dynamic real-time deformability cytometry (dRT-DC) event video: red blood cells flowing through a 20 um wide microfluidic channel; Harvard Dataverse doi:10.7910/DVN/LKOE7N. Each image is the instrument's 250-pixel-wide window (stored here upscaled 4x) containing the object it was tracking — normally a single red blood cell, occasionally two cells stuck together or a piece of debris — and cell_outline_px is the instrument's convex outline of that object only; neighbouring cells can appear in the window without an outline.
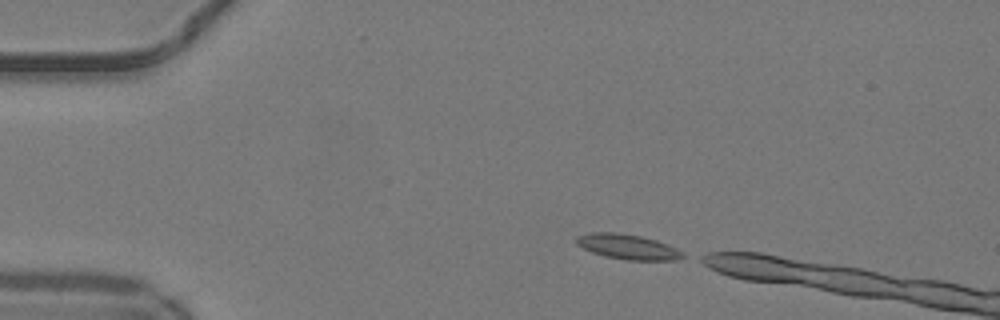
{"species": "common noctule bat (a hibernating species)", "species_latin": "Nyctalus noctula", "temperature_condition": "warm", "stored_images_in_passage": 10, "camera_frame_rate_fps": 3000, "um_per_image_px": 0.085, "animal": {"sex": "male", "body_mass_g": 19.2, "forearm_length_mm": 51.8}, "frame": {"image": 1, "passage_image": 1, "time_ms": 0.0, "image_size_px": [1000, 320], "cell_outline_px": [[684, 256], [676, 260], [624, 260], [604, 256], [592, 252], [576, 244], [576, 236], [592, 232], [616, 232], [640, 236], [656, 240], [668, 244], [684, 252]], "centroid_in_image_um": [53.36, 20.97], "position_along_channel_um": 31.6, "area_um2": 15.55}}